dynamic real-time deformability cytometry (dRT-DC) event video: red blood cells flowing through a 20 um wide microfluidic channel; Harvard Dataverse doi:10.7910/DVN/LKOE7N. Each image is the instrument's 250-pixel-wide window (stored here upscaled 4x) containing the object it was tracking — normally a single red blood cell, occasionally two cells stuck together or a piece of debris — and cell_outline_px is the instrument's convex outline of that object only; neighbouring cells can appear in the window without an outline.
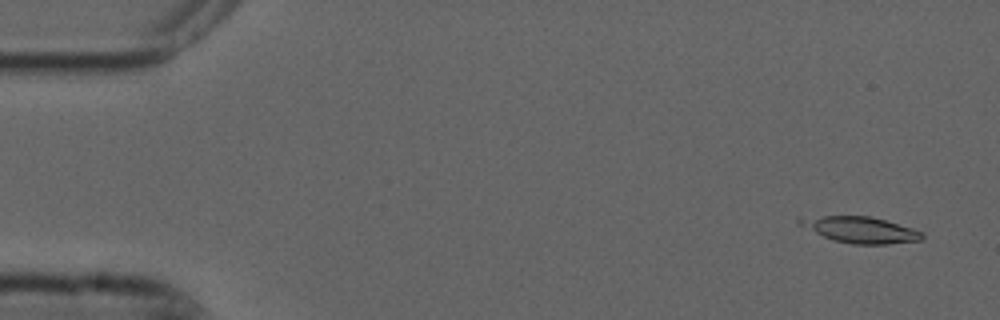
{"species": "common noctule bat (a hibernating species)", "species_latin": "Nyctalus noctula", "temperature_condition": "cold", "stored_images_in_passage": 8, "camera_frame_rate_fps": 3000, "um_per_image_px": 0.085, "animal": {"sex": "male", "forearm_length_mm": 52.5}, "frame": {"image": 1, "passage_image": 1, "time_ms": 0.0, "image_size_px": [1000, 320], "cell_outline_px": [[924, 236], [920, 240], [888, 244], [852, 244], [832, 240], [796, 224], [796, 216], [868, 216], [884, 220], [912, 228], [924, 232]], "centroid_in_image_um": [73.05, 19.52], "position_along_channel_um": 12.0, "area_um2": 18.79}}
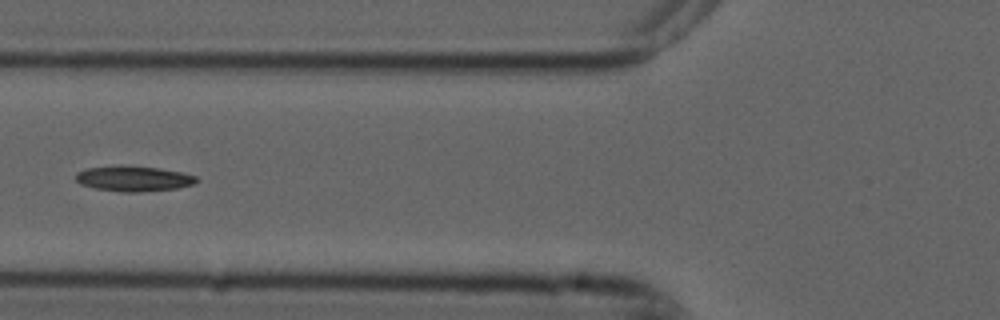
{"frame": {"image": 2, "passage_image": 6, "time_ms": 1.667, "image_size_px": [1000, 320], "cell_outline_px": [[200, 180], [192, 184], [176, 188], [136, 192], [120, 192], [96, 188], [80, 184], [76, 180], [76, 172], [88, 168], [120, 164], [124, 164], [160, 168], [184, 172], [196, 176]], "centroid_in_image_um": [11.35, 15.16], "position_along_channel_um": 114.4, "area_um2": 18.09}}
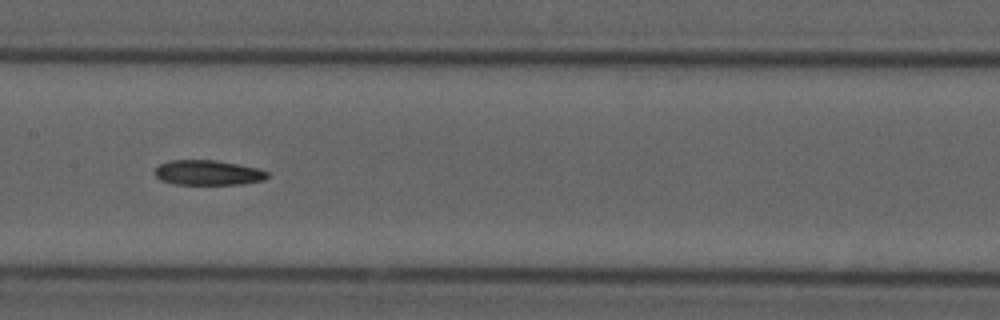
{"frame": {"image": 3, "passage_image": 8, "time_ms": 2.333, "image_size_px": [1000, 320], "cell_outline_px": [[268, 176], [264, 180], [244, 184], [176, 184], [160, 180], [156, 176], [156, 168], [160, 164], [168, 160], [216, 160], [256, 168], [268, 172]], "centroid_in_image_um": [17.67, 14.68], "position_along_channel_um": 189.7, "area_um2": 16.24}}